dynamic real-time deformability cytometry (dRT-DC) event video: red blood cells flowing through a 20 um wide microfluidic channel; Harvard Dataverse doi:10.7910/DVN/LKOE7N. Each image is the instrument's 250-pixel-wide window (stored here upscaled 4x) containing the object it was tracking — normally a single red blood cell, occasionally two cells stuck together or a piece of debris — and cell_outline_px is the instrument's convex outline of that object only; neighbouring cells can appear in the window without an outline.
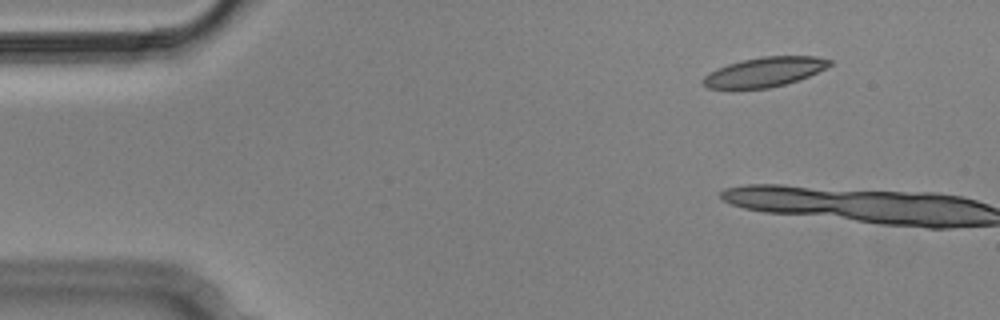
{"species": "Egyptian fruit bat (a non-hibernating species)", "species_latin": "Rousettus aegyptiacus", "temperature_condition": "cold", "stored_images_in_passage": 8, "camera_frame_rate_fps": 3000, "um_per_image_px": 0.085, "animal": {"sex": "male"}, "frame": {"image": 1, "passage_image": 2, "time_ms": 0.333, "image_size_px": [1000, 320], "cell_outline_px": [[832, 64], [828, 68], [800, 80], [768, 88], [732, 92], [708, 88], [700, 84], [700, 80], [708, 72], [716, 68], [728, 64], [744, 60], [764, 56], [816, 56], [832, 60]], "centroid_in_image_um": [64.9, 6.17], "position_along_channel_um": 20.1, "area_um2": 22.83}}
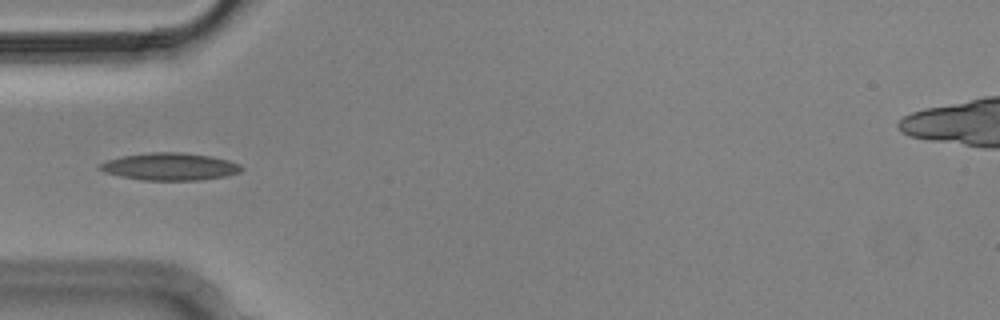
{"frame": {"image": 2, "passage_image": 7, "time_ms": 2.0, "image_size_px": [1000, 320], "cell_outline_px": [[244, 168], [240, 172], [224, 176], [200, 180], [140, 180], [120, 176], [104, 172], [96, 168], [100, 164], [108, 160], [124, 156], [148, 152], [180, 152], [212, 156], [228, 160], [240, 164]], "centroid_in_image_um": [14.44, 14.16], "position_along_channel_um": 70.6, "area_um2": 22.6}}